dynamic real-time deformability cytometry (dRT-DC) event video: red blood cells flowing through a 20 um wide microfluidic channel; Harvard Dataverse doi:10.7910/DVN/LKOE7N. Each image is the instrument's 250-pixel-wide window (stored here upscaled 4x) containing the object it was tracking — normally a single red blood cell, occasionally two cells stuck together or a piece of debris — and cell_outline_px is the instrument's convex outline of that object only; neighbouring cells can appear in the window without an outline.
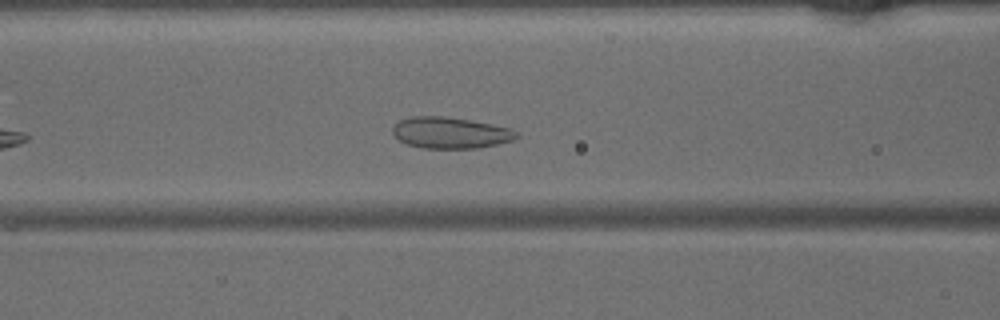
{"species": "common noctule bat (a hibernating species)", "species_latin": "Nyctalus noctula", "temperature_condition": "warm", "stored_images_in_passage": 12, "camera_frame_rate_fps": 3000, "um_per_image_px": 0.085, "animal": {"sex": "male", "body_mass_g": 15.6}, "frame": {"image": 1, "passage_image": 9, "time_ms": 2.667, "image_size_px": [1000, 320], "cell_outline_px": [[520, 136], [512, 140], [480, 148], [420, 148], [408, 144], [400, 140], [392, 132], [392, 128], [400, 120], [412, 116], [444, 116], [468, 120], [512, 128], [520, 132]], "centroid_in_image_um": [38.32, 11.29], "position_along_channel_um": 128.3, "area_um2": 22.54}}